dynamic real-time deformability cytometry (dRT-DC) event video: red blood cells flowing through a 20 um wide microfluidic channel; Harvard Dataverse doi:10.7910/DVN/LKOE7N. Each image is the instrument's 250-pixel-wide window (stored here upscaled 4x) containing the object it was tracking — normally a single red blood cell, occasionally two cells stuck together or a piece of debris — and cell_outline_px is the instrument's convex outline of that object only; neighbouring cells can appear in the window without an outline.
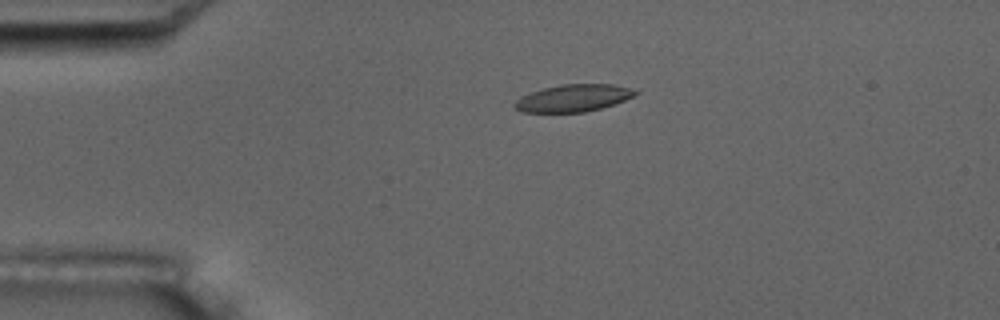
{"species": "common noctule bat (a hibernating species)", "species_latin": "Nyctalus noctula", "temperature_condition": "room temperature", "stored_images_in_passage": 4, "camera_frame_rate_fps": 3000, "um_per_image_px": 0.085, "animal": {"sex": "male", "body_mass_g": 17.5, "forearm_length_mm": 52.3}, "frame": {"image": 1, "passage_image": 3, "time_ms": 3.0, "image_size_px": [1000, 320], "cell_outline_px": [[640, 92], [624, 100], [600, 108], [584, 112], [520, 112], [512, 104], [520, 96], [544, 88], [560, 84], [612, 84], [628, 88]], "centroid_in_image_um": [48.68, 8.33], "position_along_channel_um": 36.3, "area_um2": 18.9}}